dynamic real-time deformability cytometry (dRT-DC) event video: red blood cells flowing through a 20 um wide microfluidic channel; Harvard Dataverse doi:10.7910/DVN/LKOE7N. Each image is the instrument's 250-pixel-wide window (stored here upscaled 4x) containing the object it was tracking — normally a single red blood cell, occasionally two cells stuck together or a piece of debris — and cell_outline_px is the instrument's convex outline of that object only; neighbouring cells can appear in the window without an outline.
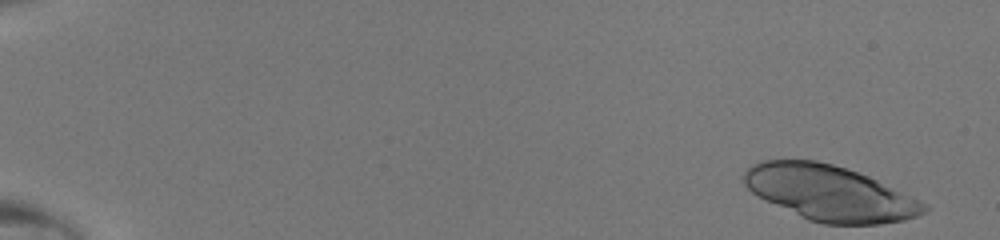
{"species": "human", "species_latin": "Homo sapiens", "temperature_condition": "room temperature", "stored_images_in_passage": 19, "camera_frame_rate_fps": 3000, "um_per_image_px": 0.085, "donor": {"sex": "male"}, "frame": {"image": 1, "passage_image": 1, "time_ms": 0.0, "image_size_px": [1000, 240], "cell_outline_px": [[928, 208], [924, 212], [916, 216], [904, 220], [880, 224], [824, 224], [808, 220], [752, 192], [744, 184], [744, 172], [752, 164], [760, 160], [816, 160], [848, 168], [868, 176], [920, 200]], "centroid_in_image_um": [70.53, 16.4], "position_along_channel_um": 14.5, "area_um2": 57.34}}